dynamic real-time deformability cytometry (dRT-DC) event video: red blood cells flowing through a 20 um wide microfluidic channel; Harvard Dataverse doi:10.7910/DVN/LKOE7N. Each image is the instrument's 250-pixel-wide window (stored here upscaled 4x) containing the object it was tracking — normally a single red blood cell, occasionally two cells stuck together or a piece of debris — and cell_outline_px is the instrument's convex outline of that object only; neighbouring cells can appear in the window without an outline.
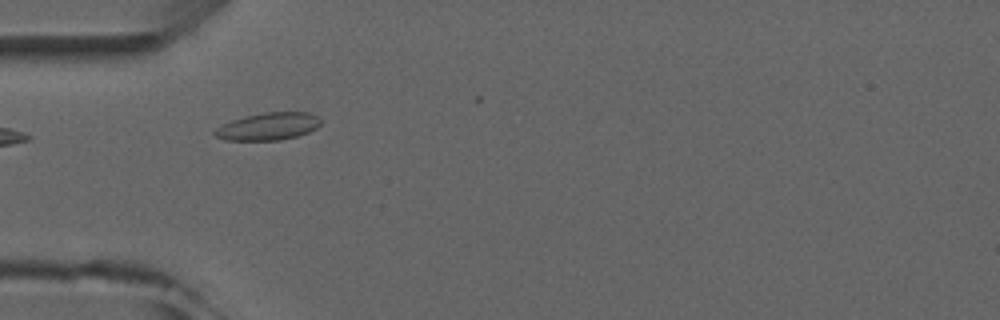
{"species": "common noctule bat (a hibernating species)", "species_latin": "Nyctalus noctula", "temperature_condition": "room temperature", "stored_images_in_passage": 8, "camera_frame_rate_fps": 3000, "um_per_image_px": 0.085, "animal": {"sex": "male", "forearm_length_mm": 52.5}, "frame": {"image": 1, "passage_image": 7, "time_ms": 6.667, "image_size_px": [1000, 320], "cell_outline_px": [[320, 124], [316, 128], [308, 132], [296, 136], [280, 140], [224, 140], [216, 136], [212, 132], [216, 128], [232, 120], [244, 116], [264, 112], [308, 112], [320, 116]], "centroid_in_image_um": [22.81, 10.73], "position_along_channel_um": 62.2, "area_um2": 16.94}}